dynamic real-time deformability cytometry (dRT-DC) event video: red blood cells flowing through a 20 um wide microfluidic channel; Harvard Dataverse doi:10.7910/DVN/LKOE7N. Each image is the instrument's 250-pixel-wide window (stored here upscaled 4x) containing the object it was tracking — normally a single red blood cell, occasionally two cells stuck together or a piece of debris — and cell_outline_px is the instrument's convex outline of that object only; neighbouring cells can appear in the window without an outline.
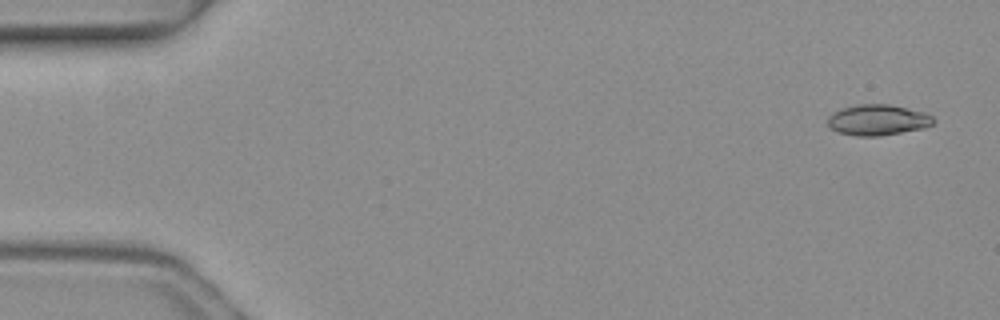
{"species": "common noctule bat (a hibernating species)", "species_latin": "Nyctalus noctula", "temperature_condition": "warm", "stored_images_in_passage": 5, "segment_of_instrument_passage": [1, 2], "camera_frame_rate_fps": 3000, "um_per_image_px": 0.085, "animal": {"sex": "female", "body_mass_g": 19.3, "forearm_length_mm": 54.1}, "frame": {"image": 1, "passage_image": 1, "time_ms": 0.0, "image_size_px": [1000, 320], "cell_outline_px": [[936, 120], [932, 124], [924, 128], [880, 136], [856, 136], [836, 132], [828, 128], [828, 116], [832, 112], [844, 108], [860, 104], [888, 104], [924, 112], [932, 116]], "centroid_in_image_um": [74.58, 10.21], "position_along_channel_um": 10.4, "area_um2": 19.02}}